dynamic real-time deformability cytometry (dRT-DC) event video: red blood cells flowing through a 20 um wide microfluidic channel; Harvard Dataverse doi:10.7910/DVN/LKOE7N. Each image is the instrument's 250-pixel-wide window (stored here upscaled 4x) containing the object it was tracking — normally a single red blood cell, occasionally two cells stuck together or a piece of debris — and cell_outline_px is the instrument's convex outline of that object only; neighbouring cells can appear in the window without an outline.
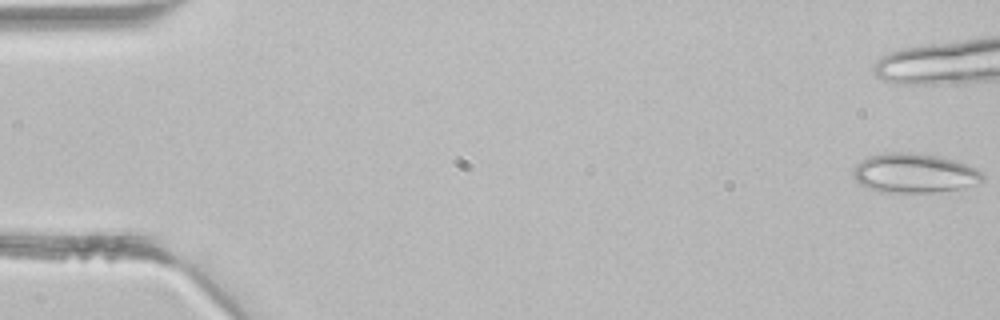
{"species": "common noctule bat (a hibernating species)", "species_latin": "Nyctalus noctula", "temperature_condition": "room temperature", "stored_images_in_passage": 6, "camera_frame_rate_fps": 3000, "um_per_image_px": 0.085, "animal": {"sex": "male", "body_mass_g": 21.5, "forearm_length_mm": 52.0}, "frame": {"image": 1, "passage_image": 1, "time_ms": 0.0, "image_size_px": [1000, 320], "cell_outline_px": [[984, 180], [964, 188], [932, 192], [880, 192], [868, 188], [860, 184], [856, 180], [852, 172], [856, 164], [868, 156], [884, 152], [920, 152], [956, 160], [976, 168], [984, 176]], "centroid_in_image_um": [77.71, 14.7], "position_along_channel_um": 7.3, "area_um2": 29.94}}